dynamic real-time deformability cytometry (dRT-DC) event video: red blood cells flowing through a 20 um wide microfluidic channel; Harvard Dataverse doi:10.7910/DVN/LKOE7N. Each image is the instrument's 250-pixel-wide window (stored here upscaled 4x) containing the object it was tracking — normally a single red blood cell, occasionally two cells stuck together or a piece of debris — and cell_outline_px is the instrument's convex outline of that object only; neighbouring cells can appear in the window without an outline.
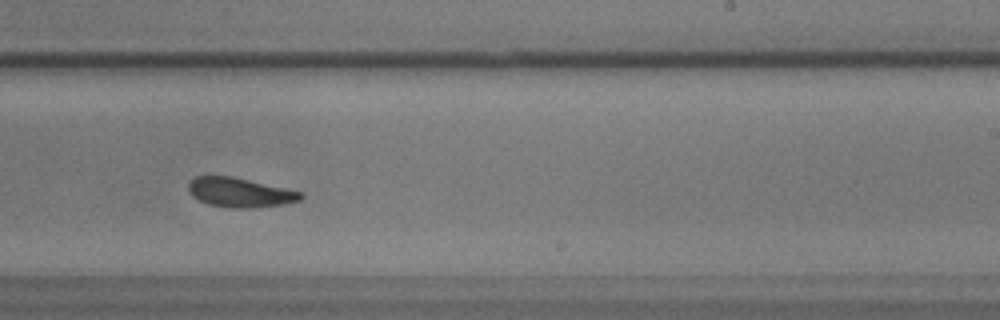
{"species": "common noctule bat (a hibernating species)", "species_latin": "Nyctalus noctula", "temperature_condition": "warm", "stored_images_in_passage": 30, "camera_frame_rate_fps": 3000, "um_per_image_px": 0.085, "animal": {"sex": "male", "body_mass_g": 17.9}, "frame": {"image": 1, "passage_image": 18, "time_ms": 5.667, "image_size_px": [1000, 320], "cell_outline_px": [[304, 196], [300, 200], [284, 204], [252, 208], [228, 208], [208, 204], [192, 196], [188, 188], [188, 184], [196, 176], [232, 176], [304, 192]], "centroid_in_image_um": [20.42, 16.36], "position_along_channel_um": 268.6, "area_um2": 19.31}, "authors_computed_cell_mechanics": {"area_um2": 19.5942, "velocity_mm_per_s": 3.5439, "shape_relaxation_time_tau1_ms": 3.594, "shape_relaxation_time_tau2_ms": 2.7352, "deformation_change_tau1": 0.1257, "deformation_change_tau2": 0.0881}}